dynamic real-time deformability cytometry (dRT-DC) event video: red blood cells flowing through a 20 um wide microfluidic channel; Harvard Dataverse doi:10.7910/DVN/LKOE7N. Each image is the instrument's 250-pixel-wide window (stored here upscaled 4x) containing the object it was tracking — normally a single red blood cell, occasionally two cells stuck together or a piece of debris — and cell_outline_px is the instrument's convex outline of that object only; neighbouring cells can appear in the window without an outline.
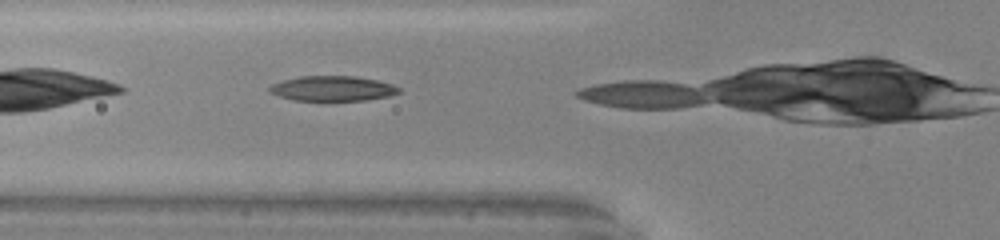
{"species": "common noctule bat (a hibernating species)", "species_latin": "Nyctalus noctula", "temperature_condition": "warm", "stored_images_in_passage": 5, "camera_frame_rate_fps": 3000, "um_per_image_px": 0.085, "animal": {"sex": "male", "body_mass_g": 20.0, "forearm_length_mm": 53.3}, "frame": {"image": 1, "passage_image": 4, "time_ms": 1.0, "image_size_px": [1000, 240], "cell_outline_px": [[400, 92], [388, 96], [364, 100], [292, 100], [268, 92], [268, 88], [272, 84], [284, 80], [300, 76], [352, 76], [376, 80], [392, 84], [400, 88]], "centroid_in_image_um": [28.24, 7.52], "position_along_channel_um": 97.6, "area_um2": 18.67}}